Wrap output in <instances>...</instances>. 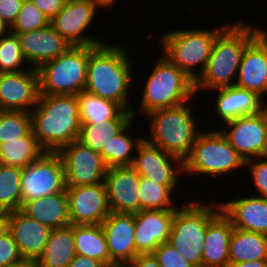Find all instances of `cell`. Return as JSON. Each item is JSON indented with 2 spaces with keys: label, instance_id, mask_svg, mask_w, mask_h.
<instances>
[{
  "label": "cell",
  "instance_id": "cell-1",
  "mask_svg": "<svg viewBox=\"0 0 267 267\" xmlns=\"http://www.w3.org/2000/svg\"><path fill=\"white\" fill-rule=\"evenodd\" d=\"M130 56L120 44L91 45L85 91L119 104L124 110L132 111L134 117L137 108L130 105L129 90L135 72Z\"/></svg>",
  "mask_w": 267,
  "mask_h": 267
},
{
  "label": "cell",
  "instance_id": "cell-2",
  "mask_svg": "<svg viewBox=\"0 0 267 267\" xmlns=\"http://www.w3.org/2000/svg\"><path fill=\"white\" fill-rule=\"evenodd\" d=\"M259 27L235 21L217 36L204 72L195 80V94L235 84L246 47L263 31ZM236 75V77H235Z\"/></svg>",
  "mask_w": 267,
  "mask_h": 267
},
{
  "label": "cell",
  "instance_id": "cell-3",
  "mask_svg": "<svg viewBox=\"0 0 267 267\" xmlns=\"http://www.w3.org/2000/svg\"><path fill=\"white\" fill-rule=\"evenodd\" d=\"M31 116L34 136L45 152H59L79 138L81 121L76 95L40 94Z\"/></svg>",
  "mask_w": 267,
  "mask_h": 267
},
{
  "label": "cell",
  "instance_id": "cell-4",
  "mask_svg": "<svg viewBox=\"0 0 267 267\" xmlns=\"http://www.w3.org/2000/svg\"><path fill=\"white\" fill-rule=\"evenodd\" d=\"M190 102L191 100L175 107L154 110L146 115L150 118V136L144 139L182 161L191 153L201 132L197 128V117L193 116Z\"/></svg>",
  "mask_w": 267,
  "mask_h": 267
},
{
  "label": "cell",
  "instance_id": "cell-5",
  "mask_svg": "<svg viewBox=\"0 0 267 267\" xmlns=\"http://www.w3.org/2000/svg\"><path fill=\"white\" fill-rule=\"evenodd\" d=\"M227 26L225 24L211 29L196 27L174 29L170 32L168 30L159 40L162 54L195 82L206 68L217 36ZM195 66H200L199 70L196 69L197 72Z\"/></svg>",
  "mask_w": 267,
  "mask_h": 267
},
{
  "label": "cell",
  "instance_id": "cell-6",
  "mask_svg": "<svg viewBox=\"0 0 267 267\" xmlns=\"http://www.w3.org/2000/svg\"><path fill=\"white\" fill-rule=\"evenodd\" d=\"M158 57L146 80L141 97L140 114L181 105L195 95L194 82L163 54Z\"/></svg>",
  "mask_w": 267,
  "mask_h": 267
},
{
  "label": "cell",
  "instance_id": "cell-7",
  "mask_svg": "<svg viewBox=\"0 0 267 267\" xmlns=\"http://www.w3.org/2000/svg\"><path fill=\"white\" fill-rule=\"evenodd\" d=\"M209 204L192 200L178 206L172 222L168 242L194 267H202L207 225L221 211L220 202Z\"/></svg>",
  "mask_w": 267,
  "mask_h": 267
},
{
  "label": "cell",
  "instance_id": "cell-8",
  "mask_svg": "<svg viewBox=\"0 0 267 267\" xmlns=\"http://www.w3.org/2000/svg\"><path fill=\"white\" fill-rule=\"evenodd\" d=\"M184 174H207L218 178L221 175L245 167V160L230 145L220 129L201 131L196 138L191 153L183 161Z\"/></svg>",
  "mask_w": 267,
  "mask_h": 267
},
{
  "label": "cell",
  "instance_id": "cell-9",
  "mask_svg": "<svg viewBox=\"0 0 267 267\" xmlns=\"http://www.w3.org/2000/svg\"><path fill=\"white\" fill-rule=\"evenodd\" d=\"M90 46H71L65 53L43 63L39 73L40 94L77 95L85 90Z\"/></svg>",
  "mask_w": 267,
  "mask_h": 267
},
{
  "label": "cell",
  "instance_id": "cell-10",
  "mask_svg": "<svg viewBox=\"0 0 267 267\" xmlns=\"http://www.w3.org/2000/svg\"><path fill=\"white\" fill-rule=\"evenodd\" d=\"M22 200L66 192L65 166L58 152H44L23 169Z\"/></svg>",
  "mask_w": 267,
  "mask_h": 267
},
{
  "label": "cell",
  "instance_id": "cell-11",
  "mask_svg": "<svg viewBox=\"0 0 267 267\" xmlns=\"http://www.w3.org/2000/svg\"><path fill=\"white\" fill-rule=\"evenodd\" d=\"M220 128L230 145L246 161L267 156V109L224 123Z\"/></svg>",
  "mask_w": 267,
  "mask_h": 267
},
{
  "label": "cell",
  "instance_id": "cell-12",
  "mask_svg": "<svg viewBox=\"0 0 267 267\" xmlns=\"http://www.w3.org/2000/svg\"><path fill=\"white\" fill-rule=\"evenodd\" d=\"M65 166L66 187L84 186L104 182L107 166L100 153L78 140L58 152Z\"/></svg>",
  "mask_w": 267,
  "mask_h": 267
},
{
  "label": "cell",
  "instance_id": "cell-13",
  "mask_svg": "<svg viewBox=\"0 0 267 267\" xmlns=\"http://www.w3.org/2000/svg\"><path fill=\"white\" fill-rule=\"evenodd\" d=\"M97 9L92 0L66 3L50 24L71 46L100 45L107 41L84 33L95 20Z\"/></svg>",
  "mask_w": 267,
  "mask_h": 267
},
{
  "label": "cell",
  "instance_id": "cell-14",
  "mask_svg": "<svg viewBox=\"0 0 267 267\" xmlns=\"http://www.w3.org/2000/svg\"><path fill=\"white\" fill-rule=\"evenodd\" d=\"M131 167L140 177L149 178L159 185H177L184 175L183 161L145 139L137 147ZM181 174V175H180Z\"/></svg>",
  "mask_w": 267,
  "mask_h": 267
},
{
  "label": "cell",
  "instance_id": "cell-15",
  "mask_svg": "<svg viewBox=\"0 0 267 267\" xmlns=\"http://www.w3.org/2000/svg\"><path fill=\"white\" fill-rule=\"evenodd\" d=\"M72 225H101L111 212L104 182L66 187Z\"/></svg>",
  "mask_w": 267,
  "mask_h": 267
},
{
  "label": "cell",
  "instance_id": "cell-16",
  "mask_svg": "<svg viewBox=\"0 0 267 267\" xmlns=\"http://www.w3.org/2000/svg\"><path fill=\"white\" fill-rule=\"evenodd\" d=\"M40 95L36 68L0 73V104L3 110L31 112Z\"/></svg>",
  "mask_w": 267,
  "mask_h": 267
},
{
  "label": "cell",
  "instance_id": "cell-17",
  "mask_svg": "<svg viewBox=\"0 0 267 267\" xmlns=\"http://www.w3.org/2000/svg\"><path fill=\"white\" fill-rule=\"evenodd\" d=\"M104 183L111 211L117 213L141 211L140 176L131 166L107 168Z\"/></svg>",
  "mask_w": 267,
  "mask_h": 267
},
{
  "label": "cell",
  "instance_id": "cell-18",
  "mask_svg": "<svg viewBox=\"0 0 267 267\" xmlns=\"http://www.w3.org/2000/svg\"><path fill=\"white\" fill-rule=\"evenodd\" d=\"M237 87L255 92L262 99L267 94V31L263 30L245 49L239 66ZM266 93V94H265Z\"/></svg>",
  "mask_w": 267,
  "mask_h": 267
},
{
  "label": "cell",
  "instance_id": "cell-19",
  "mask_svg": "<svg viewBox=\"0 0 267 267\" xmlns=\"http://www.w3.org/2000/svg\"><path fill=\"white\" fill-rule=\"evenodd\" d=\"M175 211L141 210L134 213L137 255L153 254L160 244L168 242Z\"/></svg>",
  "mask_w": 267,
  "mask_h": 267
},
{
  "label": "cell",
  "instance_id": "cell-20",
  "mask_svg": "<svg viewBox=\"0 0 267 267\" xmlns=\"http://www.w3.org/2000/svg\"><path fill=\"white\" fill-rule=\"evenodd\" d=\"M16 35L27 64L36 69L43 63L65 53L71 47L51 24Z\"/></svg>",
  "mask_w": 267,
  "mask_h": 267
},
{
  "label": "cell",
  "instance_id": "cell-21",
  "mask_svg": "<svg viewBox=\"0 0 267 267\" xmlns=\"http://www.w3.org/2000/svg\"><path fill=\"white\" fill-rule=\"evenodd\" d=\"M52 229L21 210L9 212V232L24 260L36 262L43 254Z\"/></svg>",
  "mask_w": 267,
  "mask_h": 267
},
{
  "label": "cell",
  "instance_id": "cell-22",
  "mask_svg": "<svg viewBox=\"0 0 267 267\" xmlns=\"http://www.w3.org/2000/svg\"><path fill=\"white\" fill-rule=\"evenodd\" d=\"M108 245L110 264L131 262L136 256L134 213L111 211L101 224Z\"/></svg>",
  "mask_w": 267,
  "mask_h": 267
},
{
  "label": "cell",
  "instance_id": "cell-23",
  "mask_svg": "<svg viewBox=\"0 0 267 267\" xmlns=\"http://www.w3.org/2000/svg\"><path fill=\"white\" fill-rule=\"evenodd\" d=\"M220 207L234 228L267 236V197L243 196L222 201Z\"/></svg>",
  "mask_w": 267,
  "mask_h": 267
},
{
  "label": "cell",
  "instance_id": "cell-24",
  "mask_svg": "<svg viewBox=\"0 0 267 267\" xmlns=\"http://www.w3.org/2000/svg\"><path fill=\"white\" fill-rule=\"evenodd\" d=\"M213 90L218 93L215 98V113L223 124L241 116L259 113L266 107V100L255 92L236 85Z\"/></svg>",
  "mask_w": 267,
  "mask_h": 267
},
{
  "label": "cell",
  "instance_id": "cell-25",
  "mask_svg": "<svg viewBox=\"0 0 267 267\" xmlns=\"http://www.w3.org/2000/svg\"><path fill=\"white\" fill-rule=\"evenodd\" d=\"M233 229L231 220L222 211L208 223L203 246L202 267H227Z\"/></svg>",
  "mask_w": 267,
  "mask_h": 267
},
{
  "label": "cell",
  "instance_id": "cell-26",
  "mask_svg": "<svg viewBox=\"0 0 267 267\" xmlns=\"http://www.w3.org/2000/svg\"><path fill=\"white\" fill-rule=\"evenodd\" d=\"M21 211L51 229L71 224L66 192H57L27 200L23 203Z\"/></svg>",
  "mask_w": 267,
  "mask_h": 267
},
{
  "label": "cell",
  "instance_id": "cell-27",
  "mask_svg": "<svg viewBox=\"0 0 267 267\" xmlns=\"http://www.w3.org/2000/svg\"><path fill=\"white\" fill-rule=\"evenodd\" d=\"M76 256L73 225L52 229L43 254L35 267H67Z\"/></svg>",
  "mask_w": 267,
  "mask_h": 267
},
{
  "label": "cell",
  "instance_id": "cell-28",
  "mask_svg": "<svg viewBox=\"0 0 267 267\" xmlns=\"http://www.w3.org/2000/svg\"><path fill=\"white\" fill-rule=\"evenodd\" d=\"M134 119L132 111L123 110L116 118L97 124H81L78 141L97 153L107 146Z\"/></svg>",
  "mask_w": 267,
  "mask_h": 267
},
{
  "label": "cell",
  "instance_id": "cell-29",
  "mask_svg": "<svg viewBox=\"0 0 267 267\" xmlns=\"http://www.w3.org/2000/svg\"><path fill=\"white\" fill-rule=\"evenodd\" d=\"M73 236L77 255L110 265L107 239L101 225H73Z\"/></svg>",
  "mask_w": 267,
  "mask_h": 267
},
{
  "label": "cell",
  "instance_id": "cell-30",
  "mask_svg": "<svg viewBox=\"0 0 267 267\" xmlns=\"http://www.w3.org/2000/svg\"><path fill=\"white\" fill-rule=\"evenodd\" d=\"M259 259H267V236L234 228L229 245V262Z\"/></svg>",
  "mask_w": 267,
  "mask_h": 267
},
{
  "label": "cell",
  "instance_id": "cell-31",
  "mask_svg": "<svg viewBox=\"0 0 267 267\" xmlns=\"http://www.w3.org/2000/svg\"><path fill=\"white\" fill-rule=\"evenodd\" d=\"M44 152L31 130L24 137L0 144V164L24 169Z\"/></svg>",
  "mask_w": 267,
  "mask_h": 267
},
{
  "label": "cell",
  "instance_id": "cell-32",
  "mask_svg": "<svg viewBox=\"0 0 267 267\" xmlns=\"http://www.w3.org/2000/svg\"><path fill=\"white\" fill-rule=\"evenodd\" d=\"M132 120L120 133L115 137L110 138L107 146L104 145L100 155L105 162L107 168L131 166L135 152L144 137L129 135Z\"/></svg>",
  "mask_w": 267,
  "mask_h": 267
},
{
  "label": "cell",
  "instance_id": "cell-33",
  "mask_svg": "<svg viewBox=\"0 0 267 267\" xmlns=\"http://www.w3.org/2000/svg\"><path fill=\"white\" fill-rule=\"evenodd\" d=\"M81 124H97L116 118L124 109L117 103L88 92L76 95Z\"/></svg>",
  "mask_w": 267,
  "mask_h": 267
},
{
  "label": "cell",
  "instance_id": "cell-34",
  "mask_svg": "<svg viewBox=\"0 0 267 267\" xmlns=\"http://www.w3.org/2000/svg\"><path fill=\"white\" fill-rule=\"evenodd\" d=\"M176 188L177 185H159L149 178L140 177L141 210H176L181 206L173 201Z\"/></svg>",
  "mask_w": 267,
  "mask_h": 267
},
{
  "label": "cell",
  "instance_id": "cell-35",
  "mask_svg": "<svg viewBox=\"0 0 267 267\" xmlns=\"http://www.w3.org/2000/svg\"><path fill=\"white\" fill-rule=\"evenodd\" d=\"M23 169L0 164V212L21 210Z\"/></svg>",
  "mask_w": 267,
  "mask_h": 267
},
{
  "label": "cell",
  "instance_id": "cell-36",
  "mask_svg": "<svg viewBox=\"0 0 267 267\" xmlns=\"http://www.w3.org/2000/svg\"><path fill=\"white\" fill-rule=\"evenodd\" d=\"M31 130V112L4 110L0 115V144L24 137Z\"/></svg>",
  "mask_w": 267,
  "mask_h": 267
},
{
  "label": "cell",
  "instance_id": "cell-37",
  "mask_svg": "<svg viewBox=\"0 0 267 267\" xmlns=\"http://www.w3.org/2000/svg\"><path fill=\"white\" fill-rule=\"evenodd\" d=\"M24 63L28 65L23 56L17 35L9 32L0 37V73L18 72L31 68L28 65V68L24 66L22 69Z\"/></svg>",
  "mask_w": 267,
  "mask_h": 267
},
{
  "label": "cell",
  "instance_id": "cell-38",
  "mask_svg": "<svg viewBox=\"0 0 267 267\" xmlns=\"http://www.w3.org/2000/svg\"><path fill=\"white\" fill-rule=\"evenodd\" d=\"M50 24L49 18L38 9L32 0H24L14 24L10 27L13 34L44 28Z\"/></svg>",
  "mask_w": 267,
  "mask_h": 267
},
{
  "label": "cell",
  "instance_id": "cell-39",
  "mask_svg": "<svg viewBox=\"0 0 267 267\" xmlns=\"http://www.w3.org/2000/svg\"><path fill=\"white\" fill-rule=\"evenodd\" d=\"M153 255L161 267H194L169 242L160 244Z\"/></svg>",
  "mask_w": 267,
  "mask_h": 267
},
{
  "label": "cell",
  "instance_id": "cell-40",
  "mask_svg": "<svg viewBox=\"0 0 267 267\" xmlns=\"http://www.w3.org/2000/svg\"><path fill=\"white\" fill-rule=\"evenodd\" d=\"M245 167L250 168V176L259 193L257 196L267 197V156L246 160Z\"/></svg>",
  "mask_w": 267,
  "mask_h": 267
},
{
  "label": "cell",
  "instance_id": "cell-41",
  "mask_svg": "<svg viewBox=\"0 0 267 267\" xmlns=\"http://www.w3.org/2000/svg\"><path fill=\"white\" fill-rule=\"evenodd\" d=\"M24 258L10 232L0 238V267L23 262Z\"/></svg>",
  "mask_w": 267,
  "mask_h": 267
},
{
  "label": "cell",
  "instance_id": "cell-42",
  "mask_svg": "<svg viewBox=\"0 0 267 267\" xmlns=\"http://www.w3.org/2000/svg\"><path fill=\"white\" fill-rule=\"evenodd\" d=\"M24 0H0V18L10 28L19 14Z\"/></svg>",
  "mask_w": 267,
  "mask_h": 267
},
{
  "label": "cell",
  "instance_id": "cell-43",
  "mask_svg": "<svg viewBox=\"0 0 267 267\" xmlns=\"http://www.w3.org/2000/svg\"><path fill=\"white\" fill-rule=\"evenodd\" d=\"M32 2L49 20H52L63 9L65 4L62 0H32Z\"/></svg>",
  "mask_w": 267,
  "mask_h": 267
},
{
  "label": "cell",
  "instance_id": "cell-44",
  "mask_svg": "<svg viewBox=\"0 0 267 267\" xmlns=\"http://www.w3.org/2000/svg\"><path fill=\"white\" fill-rule=\"evenodd\" d=\"M67 267H107V265L88 256L76 254Z\"/></svg>",
  "mask_w": 267,
  "mask_h": 267
},
{
  "label": "cell",
  "instance_id": "cell-45",
  "mask_svg": "<svg viewBox=\"0 0 267 267\" xmlns=\"http://www.w3.org/2000/svg\"><path fill=\"white\" fill-rule=\"evenodd\" d=\"M131 262L134 267H161L153 254H139Z\"/></svg>",
  "mask_w": 267,
  "mask_h": 267
},
{
  "label": "cell",
  "instance_id": "cell-46",
  "mask_svg": "<svg viewBox=\"0 0 267 267\" xmlns=\"http://www.w3.org/2000/svg\"><path fill=\"white\" fill-rule=\"evenodd\" d=\"M227 267H267V259H259L255 261H246V262H229Z\"/></svg>",
  "mask_w": 267,
  "mask_h": 267
},
{
  "label": "cell",
  "instance_id": "cell-47",
  "mask_svg": "<svg viewBox=\"0 0 267 267\" xmlns=\"http://www.w3.org/2000/svg\"><path fill=\"white\" fill-rule=\"evenodd\" d=\"M9 232V212H0V238Z\"/></svg>",
  "mask_w": 267,
  "mask_h": 267
},
{
  "label": "cell",
  "instance_id": "cell-48",
  "mask_svg": "<svg viewBox=\"0 0 267 267\" xmlns=\"http://www.w3.org/2000/svg\"><path fill=\"white\" fill-rule=\"evenodd\" d=\"M92 1L98 8L102 7V9L105 7L111 8V6L116 3L115 2L116 0H92Z\"/></svg>",
  "mask_w": 267,
  "mask_h": 267
},
{
  "label": "cell",
  "instance_id": "cell-49",
  "mask_svg": "<svg viewBox=\"0 0 267 267\" xmlns=\"http://www.w3.org/2000/svg\"><path fill=\"white\" fill-rule=\"evenodd\" d=\"M10 32V28L8 25L0 18V37L8 34Z\"/></svg>",
  "mask_w": 267,
  "mask_h": 267
},
{
  "label": "cell",
  "instance_id": "cell-50",
  "mask_svg": "<svg viewBox=\"0 0 267 267\" xmlns=\"http://www.w3.org/2000/svg\"><path fill=\"white\" fill-rule=\"evenodd\" d=\"M5 267H35V264L34 262L24 260L23 262H19Z\"/></svg>",
  "mask_w": 267,
  "mask_h": 267
},
{
  "label": "cell",
  "instance_id": "cell-51",
  "mask_svg": "<svg viewBox=\"0 0 267 267\" xmlns=\"http://www.w3.org/2000/svg\"><path fill=\"white\" fill-rule=\"evenodd\" d=\"M107 267H134L132 262H113Z\"/></svg>",
  "mask_w": 267,
  "mask_h": 267
},
{
  "label": "cell",
  "instance_id": "cell-52",
  "mask_svg": "<svg viewBox=\"0 0 267 267\" xmlns=\"http://www.w3.org/2000/svg\"><path fill=\"white\" fill-rule=\"evenodd\" d=\"M62 1L66 4V3L77 2V1H82V0H62Z\"/></svg>",
  "mask_w": 267,
  "mask_h": 267
},
{
  "label": "cell",
  "instance_id": "cell-53",
  "mask_svg": "<svg viewBox=\"0 0 267 267\" xmlns=\"http://www.w3.org/2000/svg\"><path fill=\"white\" fill-rule=\"evenodd\" d=\"M3 111L4 110L2 109L1 104H0V115L2 114Z\"/></svg>",
  "mask_w": 267,
  "mask_h": 267
}]
</instances>
